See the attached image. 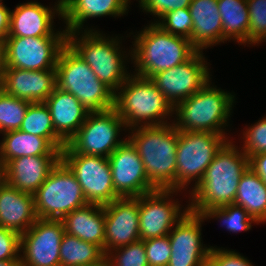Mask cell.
Here are the masks:
<instances>
[{
	"label": "cell",
	"instance_id": "cell-1",
	"mask_svg": "<svg viewBox=\"0 0 266 266\" xmlns=\"http://www.w3.org/2000/svg\"><path fill=\"white\" fill-rule=\"evenodd\" d=\"M239 150L228 140L217 152L199 184L189 191L191 212L201 214L234 203L239 181L249 168V157Z\"/></svg>",
	"mask_w": 266,
	"mask_h": 266
},
{
	"label": "cell",
	"instance_id": "cell-2",
	"mask_svg": "<svg viewBox=\"0 0 266 266\" xmlns=\"http://www.w3.org/2000/svg\"><path fill=\"white\" fill-rule=\"evenodd\" d=\"M128 139L144 164L148 180L156 189L176 190V161L179 131L171 123L137 127Z\"/></svg>",
	"mask_w": 266,
	"mask_h": 266
},
{
	"label": "cell",
	"instance_id": "cell-3",
	"mask_svg": "<svg viewBox=\"0 0 266 266\" xmlns=\"http://www.w3.org/2000/svg\"><path fill=\"white\" fill-rule=\"evenodd\" d=\"M114 109L127 130L169 124V116L174 114V107L152 80L136 74L129 75L115 92Z\"/></svg>",
	"mask_w": 266,
	"mask_h": 266
},
{
	"label": "cell",
	"instance_id": "cell-4",
	"mask_svg": "<svg viewBox=\"0 0 266 266\" xmlns=\"http://www.w3.org/2000/svg\"><path fill=\"white\" fill-rule=\"evenodd\" d=\"M136 35L131 61L136 66L134 74L141 77L151 78L160 71L181 65L197 52L188 38L164 31L155 21Z\"/></svg>",
	"mask_w": 266,
	"mask_h": 266
},
{
	"label": "cell",
	"instance_id": "cell-5",
	"mask_svg": "<svg viewBox=\"0 0 266 266\" xmlns=\"http://www.w3.org/2000/svg\"><path fill=\"white\" fill-rule=\"evenodd\" d=\"M88 29L68 32L67 44L89 65L98 79L115 93L131 75L125 68L126 57H131V50L128 55L125 54L127 51L120 50L119 39L122 37H106L96 29Z\"/></svg>",
	"mask_w": 266,
	"mask_h": 266
},
{
	"label": "cell",
	"instance_id": "cell-6",
	"mask_svg": "<svg viewBox=\"0 0 266 266\" xmlns=\"http://www.w3.org/2000/svg\"><path fill=\"white\" fill-rule=\"evenodd\" d=\"M235 96L211 86L210 80L195 94L174 107L178 131L213 132L225 135ZM224 128V129H223Z\"/></svg>",
	"mask_w": 266,
	"mask_h": 266
},
{
	"label": "cell",
	"instance_id": "cell-7",
	"mask_svg": "<svg viewBox=\"0 0 266 266\" xmlns=\"http://www.w3.org/2000/svg\"><path fill=\"white\" fill-rule=\"evenodd\" d=\"M56 80L59 89L74 95L89 112L114 108L115 93L98 79L68 44L58 57Z\"/></svg>",
	"mask_w": 266,
	"mask_h": 266
},
{
	"label": "cell",
	"instance_id": "cell-8",
	"mask_svg": "<svg viewBox=\"0 0 266 266\" xmlns=\"http://www.w3.org/2000/svg\"><path fill=\"white\" fill-rule=\"evenodd\" d=\"M33 196L38 219L62 220L88 204L75 175L61 160Z\"/></svg>",
	"mask_w": 266,
	"mask_h": 266
},
{
	"label": "cell",
	"instance_id": "cell-9",
	"mask_svg": "<svg viewBox=\"0 0 266 266\" xmlns=\"http://www.w3.org/2000/svg\"><path fill=\"white\" fill-rule=\"evenodd\" d=\"M226 135L213 132L179 131L176 161V190H184L191 181L196 187L217 152L228 141Z\"/></svg>",
	"mask_w": 266,
	"mask_h": 266
},
{
	"label": "cell",
	"instance_id": "cell-10",
	"mask_svg": "<svg viewBox=\"0 0 266 266\" xmlns=\"http://www.w3.org/2000/svg\"><path fill=\"white\" fill-rule=\"evenodd\" d=\"M123 127L126 130L123 119L114 108L89 112L66 145L75 153L108 158L127 139L118 138Z\"/></svg>",
	"mask_w": 266,
	"mask_h": 266
},
{
	"label": "cell",
	"instance_id": "cell-11",
	"mask_svg": "<svg viewBox=\"0 0 266 266\" xmlns=\"http://www.w3.org/2000/svg\"><path fill=\"white\" fill-rule=\"evenodd\" d=\"M61 161L75 175L89 204L103 206L120 198L114 190L107 157L75 153L65 145Z\"/></svg>",
	"mask_w": 266,
	"mask_h": 266
},
{
	"label": "cell",
	"instance_id": "cell-12",
	"mask_svg": "<svg viewBox=\"0 0 266 266\" xmlns=\"http://www.w3.org/2000/svg\"><path fill=\"white\" fill-rule=\"evenodd\" d=\"M175 193L178 190L156 189L139 196L140 240L168 235L190 210L189 206L181 210L179 201L172 200Z\"/></svg>",
	"mask_w": 266,
	"mask_h": 266
},
{
	"label": "cell",
	"instance_id": "cell-13",
	"mask_svg": "<svg viewBox=\"0 0 266 266\" xmlns=\"http://www.w3.org/2000/svg\"><path fill=\"white\" fill-rule=\"evenodd\" d=\"M67 37H7L6 68L50 70L56 68Z\"/></svg>",
	"mask_w": 266,
	"mask_h": 266
},
{
	"label": "cell",
	"instance_id": "cell-14",
	"mask_svg": "<svg viewBox=\"0 0 266 266\" xmlns=\"http://www.w3.org/2000/svg\"><path fill=\"white\" fill-rule=\"evenodd\" d=\"M202 53L197 51L185 63L160 71L150 78L173 107L191 97L211 79Z\"/></svg>",
	"mask_w": 266,
	"mask_h": 266
},
{
	"label": "cell",
	"instance_id": "cell-15",
	"mask_svg": "<svg viewBox=\"0 0 266 266\" xmlns=\"http://www.w3.org/2000/svg\"><path fill=\"white\" fill-rule=\"evenodd\" d=\"M61 220L37 219L20 235L21 266H60Z\"/></svg>",
	"mask_w": 266,
	"mask_h": 266
},
{
	"label": "cell",
	"instance_id": "cell-16",
	"mask_svg": "<svg viewBox=\"0 0 266 266\" xmlns=\"http://www.w3.org/2000/svg\"><path fill=\"white\" fill-rule=\"evenodd\" d=\"M115 193L120 198L138 197L156 190L148 180L137 149L127 138L108 157Z\"/></svg>",
	"mask_w": 266,
	"mask_h": 266
},
{
	"label": "cell",
	"instance_id": "cell-17",
	"mask_svg": "<svg viewBox=\"0 0 266 266\" xmlns=\"http://www.w3.org/2000/svg\"><path fill=\"white\" fill-rule=\"evenodd\" d=\"M200 214L190 210L168 234L171 257L168 266H207L210 247L203 245Z\"/></svg>",
	"mask_w": 266,
	"mask_h": 266
},
{
	"label": "cell",
	"instance_id": "cell-18",
	"mask_svg": "<svg viewBox=\"0 0 266 266\" xmlns=\"http://www.w3.org/2000/svg\"><path fill=\"white\" fill-rule=\"evenodd\" d=\"M105 213L106 255L115 248L140 240L139 196L118 198L103 205Z\"/></svg>",
	"mask_w": 266,
	"mask_h": 266
},
{
	"label": "cell",
	"instance_id": "cell-19",
	"mask_svg": "<svg viewBox=\"0 0 266 266\" xmlns=\"http://www.w3.org/2000/svg\"><path fill=\"white\" fill-rule=\"evenodd\" d=\"M55 14L62 19L63 13L56 5L51 8L35 1L20 3L10 11L8 37H67L66 30H53Z\"/></svg>",
	"mask_w": 266,
	"mask_h": 266
},
{
	"label": "cell",
	"instance_id": "cell-20",
	"mask_svg": "<svg viewBox=\"0 0 266 266\" xmlns=\"http://www.w3.org/2000/svg\"><path fill=\"white\" fill-rule=\"evenodd\" d=\"M56 87V68L36 71L6 68L0 86L5 93L31 103L45 102Z\"/></svg>",
	"mask_w": 266,
	"mask_h": 266
},
{
	"label": "cell",
	"instance_id": "cell-21",
	"mask_svg": "<svg viewBox=\"0 0 266 266\" xmlns=\"http://www.w3.org/2000/svg\"><path fill=\"white\" fill-rule=\"evenodd\" d=\"M61 156H22L6 163V182L21 192L34 194Z\"/></svg>",
	"mask_w": 266,
	"mask_h": 266
},
{
	"label": "cell",
	"instance_id": "cell-22",
	"mask_svg": "<svg viewBox=\"0 0 266 266\" xmlns=\"http://www.w3.org/2000/svg\"><path fill=\"white\" fill-rule=\"evenodd\" d=\"M50 111L55 133L67 144L89 113L71 93L55 88L44 102Z\"/></svg>",
	"mask_w": 266,
	"mask_h": 266
},
{
	"label": "cell",
	"instance_id": "cell-23",
	"mask_svg": "<svg viewBox=\"0 0 266 266\" xmlns=\"http://www.w3.org/2000/svg\"><path fill=\"white\" fill-rule=\"evenodd\" d=\"M189 11L193 19L192 36L189 40L197 51L223 43L218 0H192Z\"/></svg>",
	"mask_w": 266,
	"mask_h": 266
},
{
	"label": "cell",
	"instance_id": "cell-24",
	"mask_svg": "<svg viewBox=\"0 0 266 266\" xmlns=\"http://www.w3.org/2000/svg\"><path fill=\"white\" fill-rule=\"evenodd\" d=\"M34 196L8 183L0 190V226L18 234L25 233L37 220Z\"/></svg>",
	"mask_w": 266,
	"mask_h": 266
},
{
	"label": "cell",
	"instance_id": "cell-25",
	"mask_svg": "<svg viewBox=\"0 0 266 266\" xmlns=\"http://www.w3.org/2000/svg\"><path fill=\"white\" fill-rule=\"evenodd\" d=\"M65 233L96 244L104 252L105 213L99 204H87L67 214L62 220Z\"/></svg>",
	"mask_w": 266,
	"mask_h": 266
},
{
	"label": "cell",
	"instance_id": "cell-26",
	"mask_svg": "<svg viewBox=\"0 0 266 266\" xmlns=\"http://www.w3.org/2000/svg\"><path fill=\"white\" fill-rule=\"evenodd\" d=\"M128 0H70L62 11L67 32L82 31L84 23L89 18L112 15L121 17L129 9Z\"/></svg>",
	"mask_w": 266,
	"mask_h": 266
},
{
	"label": "cell",
	"instance_id": "cell-27",
	"mask_svg": "<svg viewBox=\"0 0 266 266\" xmlns=\"http://www.w3.org/2000/svg\"><path fill=\"white\" fill-rule=\"evenodd\" d=\"M0 158L5 162L22 156H61L48 139L21 130L2 133Z\"/></svg>",
	"mask_w": 266,
	"mask_h": 266
},
{
	"label": "cell",
	"instance_id": "cell-28",
	"mask_svg": "<svg viewBox=\"0 0 266 266\" xmlns=\"http://www.w3.org/2000/svg\"><path fill=\"white\" fill-rule=\"evenodd\" d=\"M233 204L243 207L258 223L266 222V185L252 169L242 175Z\"/></svg>",
	"mask_w": 266,
	"mask_h": 266
},
{
	"label": "cell",
	"instance_id": "cell-29",
	"mask_svg": "<svg viewBox=\"0 0 266 266\" xmlns=\"http://www.w3.org/2000/svg\"><path fill=\"white\" fill-rule=\"evenodd\" d=\"M222 19L223 43L235 40L249 44V12L246 0H218Z\"/></svg>",
	"mask_w": 266,
	"mask_h": 266
},
{
	"label": "cell",
	"instance_id": "cell-30",
	"mask_svg": "<svg viewBox=\"0 0 266 266\" xmlns=\"http://www.w3.org/2000/svg\"><path fill=\"white\" fill-rule=\"evenodd\" d=\"M105 256L96 244L64 233L60 243V266H86Z\"/></svg>",
	"mask_w": 266,
	"mask_h": 266
},
{
	"label": "cell",
	"instance_id": "cell-31",
	"mask_svg": "<svg viewBox=\"0 0 266 266\" xmlns=\"http://www.w3.org/2000/svg\"><path fill=\"white\" fill-rule=\"evenodd\" d=\"M19 130L48 139L60 151L66 145L55 133L50 111L44 102L28 106Z\"/></svg>",
	"mask_w": 266,
	"mask_h": 266
},
{
	"label": "cell",
	"instance_id": "cell-32",
	"mask_svg": "<svg viewBox=\"0 0 266 266\" xmlns=\"http://www.w3.org/2000/svg\"><path fill=\"white\" fill-rule=\"evenodd\" d=\"M200 215L204 220L219 218L222 226L225 225L226 229L232 233L248 231L252 228V223L258 224L243 207L235 204L205 210Z\"/></svg>",
	"mask_w": 266,
	"mask_h": 266
},
{
	"label": "cell",
	"instance_id": "cell-33",
	"mask_svg": "<svg viewBox=\"0 0 266 266\" xmlns=\"http://www.w3.org/2000/svg\"><path fill=\"white\" fill-rule=\"evenodd\" d=\"M31 102L16 98L0 88V133L19 130Z\"/></svg>",
	"mask_w": 266,
	"mask_h": 266
},
{
	"label": "cell",
	"instance_id": "cell-34",
	"mask_svg": "<svg viewBox=\"0 0 266 266\" xmlns=\"http://www.w3.org/2000/svg\"><path fill=\"white\" fill-rule=\"evenodd\" d=\"M106 256L111 266H148L143 240L115 248Z\"/></svg>",
	"mask_w": 266,
	"mask_h": 266
},
{
	"label": "cell",
	"instance_id": "cell-35",
	"mask_svg": "<svg viewBox=\"0 0 266 266\" xmlns=\"http://www.w3.org/2000/svg\"><path fill=\"white\" fill-rule=\"evenodd\" d=\"M156 24L170 34L183 36L188 39L192 36L193 19L189 8L168 11L156 21Z\"/></svg>",
	"mask_w": 266,
	"mask_h": 266
},
{
	"label": "cell",
	"instance_id": "cell-36",
	"mask_svg": "<svg viewBox=\"0 0 266 266\" xmlns=\"http://www.w3.org/2000/svg\"><path fill=\"white\" fill-rule=\"evenodd\" d=\"M249 12V44L266 42V0H246Z\"/></svg>",
	"mask_w": 266,
	"mask_h": 266
},
{
	"label": "cell",
	"instance_id": "cell-37",
	"mask_svg": "<svg viewBox=\"0 0 266 266\" xmlns=\"http://www.w3.org/2000/svg\"><path fill=\"white\" fill-rule=\"evenodd\" d=\"M244 144L242 151L249 157L259 153H266V117H262L254 125L243 132Z\"/></svg>",
	"mask_w": 266,
	"mask_h": 266
},
{
	"label": "cell",
	"instance_id": "cell-38",
	"mask_svg": "<svg viewBox=\"0 0 266 266\" xmlns=\"http://www.w3.org/2000/svg\"><path fill=\"white\" fill-rule=\"evenodd\" d=\"M148 266H168L171 257L169 236L143 240Z\"/></svg>",
	"mask_w": 266,
	"mask_h": 266
},
{
	"label": "cell",
	"instance_id": "cell-39",
	"mask_svg": "<svg viewBox=\"0 0 266 266\" xmlns=\"http://www.w3.org/2000/svg\"><path fill=\"white\" fill-rule=\"evenodd\" d=\"M207 266H253V264L238 252L211 246Z\"/></svg>",
	"mask_w": 266,
	"mask_h": 266
},
{
	"label": "cell",
	"instance_id": "cell-40",
	"mask_svg": "<svg viewBox=\"0 0 266 266\" xmlns=\"http://www.w3.org/2000/svg\"><path fill=\"white\" fill-rule=\"evenodd\" d=\"M20 234L0 226V261L20 260Z\"/></svg>",
	"mask_w": 266,
	"mask_h": 266
},
{
	"label": "cell",
	"instance_id": "cell-41",
	"mask_svg": "<svg viewBox=\"0 0 266 266\" xmlns=\"http://www.w3.org/2000/svg\"><path fill=\"white\" fill-rule=\"evenodd\" d=\"M192 0H140L141 9L160 19L168 11L189 8Z\"/></svg>",
	"mask_w": 266,
	"mask_h": 266
},
{
	"label": "cell",
	"instance_id": "cell-42",
	"mask_svg": "<svg viewBox=\"0 0 266 266\" xmlns=\"http://www.w3.org/2000/svg\"><path fill=\"white\" fill-rule=\"evenodd\" d=\"M249 168L252 169L266 185V153L250 155Z\"/></svg>",
	"mask_w": 266,
	"mask_h": 266
},
{
	"label": "cell",
	"instance_id": "cell-43",
	"mask_svg": "<svg viewBox=\"0 0 266 266\" xmlns=\"http://www.w3.org/2000/svg\"><path fill=\"white\" fill-rule=\"evenodd\" d=\"M10 11L5 5L0 4V41L3 42L9 35Z\"/></svg>",
	"mask_w": 266,
	"mask_h": 266
},
{
	"label": "cell",
	"instance_id": "cell-44",
	"mask_svg": "<svg viewBox=\"0 0 266 266\" xmlns=\"http://www.w3.org/2000/svg\"><path fill=\"white\" fill-rule=\"evenodd\" d=\"M5 69H6L5 42L0 41V86Z\"/></svg>",
	"mask_w": 266,
	"mask_h": 266
},
{
	"label": "cell",
	"instance_id": "cell-45",
	"mask_svg": "<svg viewBox=\"0 0 266 266\" xmlns=\"http://www.w3.org/2000/svg\"><path fill=\"white\" fill-rule=\"evenodd\" d=\"M6 184V163L0 158V190Z\"/></svg>",
	"mask_w": 266,
	"mask_h": 266
},
{
	"label": "cell",
	"instance_id": "cell-46",
	"mask_svg": "<svg viewBox=\"0 0 266 266\" xmlns=\"http://www.w3.org/2000/svg\"><path fill=\"white\" fill-rule=\"evenodd\" d=\"M86 266H111L110 260L108 257L105 255L102 259H100L98 262L89 264Z\"/></svg>",
	"mask_w": 266,
	"mask_h": 266
},
{
	"label": "cell",
	"instance_id": "cell-47",
	"mask_svg": "<svg viewBox=\"0 0 266 266\" xmlns=\"http://www.w3.org/2000/svg\"><path fill=\"white\" fill-rule=\"evenodd\" d=\"M0 266H21L20 260H3Z\"/></svg>",
	"mask_w": 266,
	"mask_h": 266
},
{
	"label": "cell",
	"instance_id": "cell-48",
	"mask_svg": "<svg viewBox=\"0 0 266 266\" xmlns=\"http://www.w3.org/2000/svg\"><path fill=\"white\" fill-rule=\"evenodd\" d=\"M70 0H58L57 3L55 2V5L63 11L69 4Z\"/></svg>",
	"mask_w": 266,
	"mask_h": 266
}]
</instances>
